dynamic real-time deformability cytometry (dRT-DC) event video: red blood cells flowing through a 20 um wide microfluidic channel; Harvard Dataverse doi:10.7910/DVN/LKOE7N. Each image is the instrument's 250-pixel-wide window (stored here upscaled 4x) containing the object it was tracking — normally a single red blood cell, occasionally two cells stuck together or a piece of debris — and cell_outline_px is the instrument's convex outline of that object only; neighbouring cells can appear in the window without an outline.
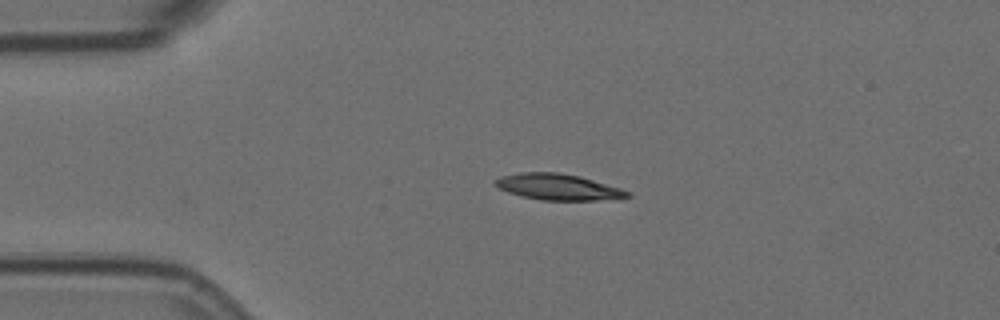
{"species": "Egyptian fruit bat (a non-hibernating species)", "species_latin": "Rousettus aegyptiacus", "temperature_condition": "room temperature", "stored_images_in_passage": 2, "camera_frame_rate_fps": 3000, "um_per_image_px": 0.085, "animal": {"sex": "female"}, "frame": {"image": 1, "passage_image": 1, "time_ms": 0.0, "image_size_px": [1000, 320], "cell_outline_px": [[632, 196], [596, 200], [540, 200], [520, 196], [508, 192], [492, 184], [492, 180], [500, 176], [520, 172], [556, 172], [580, 176], [620, 188], [632, 192]], "centroid_in_image_um": [47.38, 15.88], "position_along_channel_um": 37.6, "area_um2": 20.17}}